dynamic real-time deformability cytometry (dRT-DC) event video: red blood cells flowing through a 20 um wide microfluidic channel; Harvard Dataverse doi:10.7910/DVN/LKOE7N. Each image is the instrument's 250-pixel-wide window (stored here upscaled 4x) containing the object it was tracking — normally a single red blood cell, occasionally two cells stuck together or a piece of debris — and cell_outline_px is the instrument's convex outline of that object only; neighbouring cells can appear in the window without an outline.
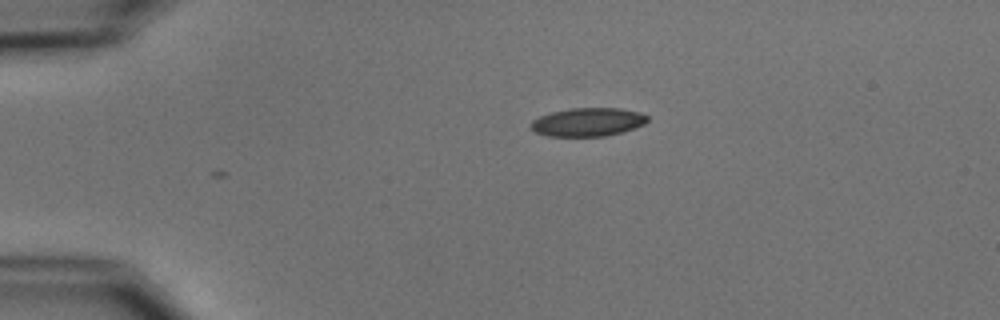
{"species": "common noctule bat (a hibernating species)", "species_latin": "Nyctalus noctula", "temperature_condition": "cold", "stored_images_in_passage": 2, "camera_frame_rate_fps": 3000, "um_per_image_px": 0.085, "animal": {"sex": "male", "body_mass_g": 15.6}, "frame": {"image": 1, "passage_image": 1, "time_ms": 0.0, "image_size_px": [1000, 320], "cell_outline_px": [[648, 120], [644, 124], [620, 132], [604, 136], [548, 136], [536, 132], [528, 124], [532, 120], [540, 116], [552, 112], [572, 108], [620, 108], [640, 112], [648, 116]], "centroid_in_image_um": [49.95, 10.37], "position_along_channel_um": 35.1, "area_um2": 19.19}}